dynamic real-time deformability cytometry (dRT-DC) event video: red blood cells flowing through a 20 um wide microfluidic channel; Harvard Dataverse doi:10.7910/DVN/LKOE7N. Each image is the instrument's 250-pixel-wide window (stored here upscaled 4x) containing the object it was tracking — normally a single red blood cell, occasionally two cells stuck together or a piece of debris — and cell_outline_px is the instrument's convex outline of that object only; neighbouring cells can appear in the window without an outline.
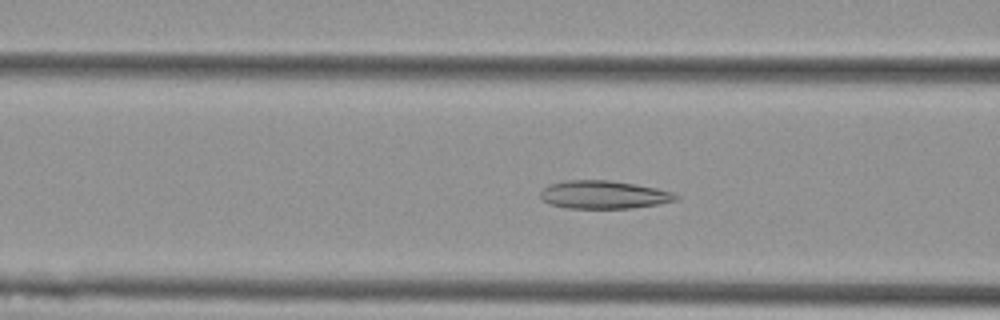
{"species": "Egyptian fruit bat (a non-hibernating species)", "species_latin": "Rousettus aegyptiacus", "temperature_condition": "cold", "stored_images_in_passage": 43, "camera_frame_rate_fps": 3000, "um_per_image_px": 0.085, "animal": {"sex": "female"}, "frame": {"image": 1, "passage_image": 20, "time_ms": 6.333, "image_size_px": [1000, 320], "cell_outline_px": [[680, 200], [632, 208], [568, 208], [548, 204], [540, 196], [540, 192], [548, 184], [568, 180], [608, 180], [636, 184], [656, 188], [672, 192], [680, 196]], "centroid_in_image_um": [51.33, 16.55], "position_along_channel_um": 115.3, "area_um2": 22.2}}
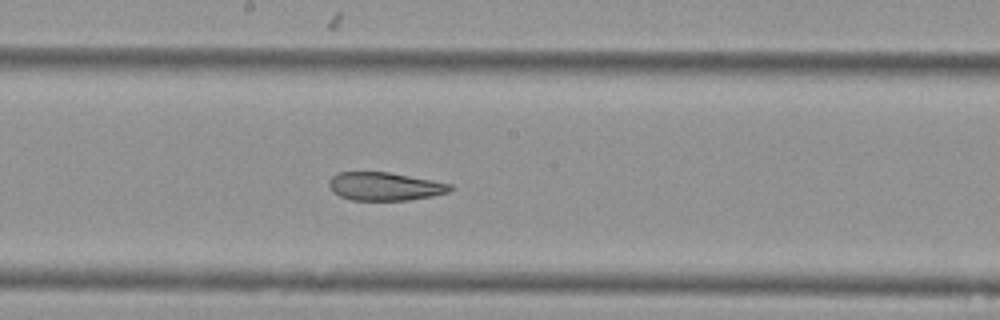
{"frame": {"image": 2, "passage_image": 28, "time_ms": 9.0, "image_size_px": [1000, 320], "cell_outline_px": [[452, 188], [448, 192], [432, 196], [408, 200], [352, 200], [340, 196], [332, 192], [328, 184], [328, 180], [336, 172], [388, 172], [432, 180], [452, 184]], "centroid_in_image_um": [32.66, 15.84], "position_along_channel_um": 215.5, "area_um2": 19.94}}
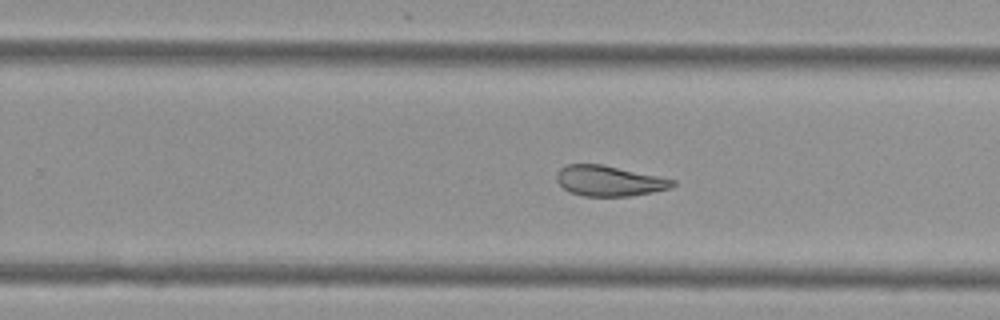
{"frame": {"image": 3, "passage_image": 33, "time_ms": 10.667, "image_size_px": [1000, 320], "cell_outline_px": [[676, 184], [668, 188], [652, 192], [632, 196], [584, 196], [572, 192], [564, 188], [556, 180], [556, 172], [560, 168], [568, 164], [600, 164], [676, 180]], "centroid_in_image_um": [51.75, 15.37], "position_along_channel_um": 278.0, "area_um2": 20.29}, "authors_computed_cell_mechanics": {"area_um2": 22.0218, "velocity_mm_per_s": 3.7696, "shape_relaxation_time_tau1_ms": null, "shape_relaxation_time_tau2_ms": 2.7423, "deformation_change_tau1": null, "deformation_change_tau2": 0.0772}}